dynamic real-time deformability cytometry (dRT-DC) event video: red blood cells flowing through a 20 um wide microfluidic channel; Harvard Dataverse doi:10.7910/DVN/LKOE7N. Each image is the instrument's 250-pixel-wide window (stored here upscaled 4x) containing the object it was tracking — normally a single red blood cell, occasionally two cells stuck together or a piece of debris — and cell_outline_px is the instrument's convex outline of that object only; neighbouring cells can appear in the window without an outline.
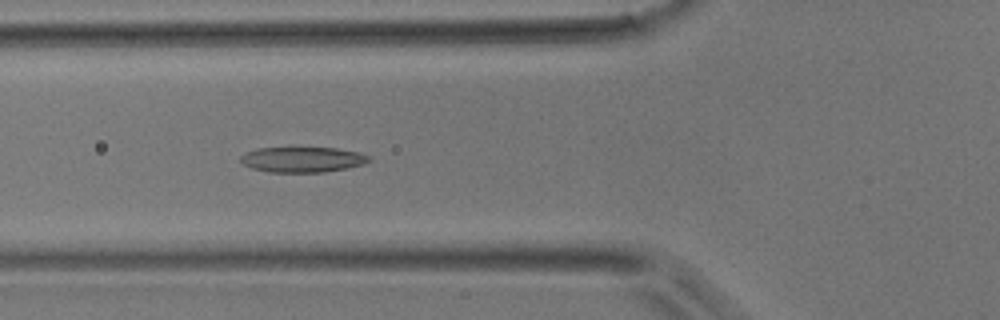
{"species": "common noctule bat (a hibernating species)", "species_latin": "Nyctalus noctula", "temperature_condition": "room temperature", "stored_images_in_passage": 41, "camera_frame_rate_fps": 3000, "um_per_image_px": 0.085, "animal": {"sex": "male", "body_mass_g": 17.9}, "frame": {"image": 1, "passage_image": 12, "time_ms": 3.667, "image_size_px": [1000, 320], "cell_outline_px": [[372, 160], [364, 164], [348, 168], [324, 172], [268, 172], [252, 168], [244, 164], [240, 160], [240, 156], [244, 152], [256, 148], [292, 144], [336, 148], [360, 152], [368, 156]], "centroid_in_image_um": [25.68, 13.5], "position_along_channel_um": 100.1, "area_um2": 20.23}}
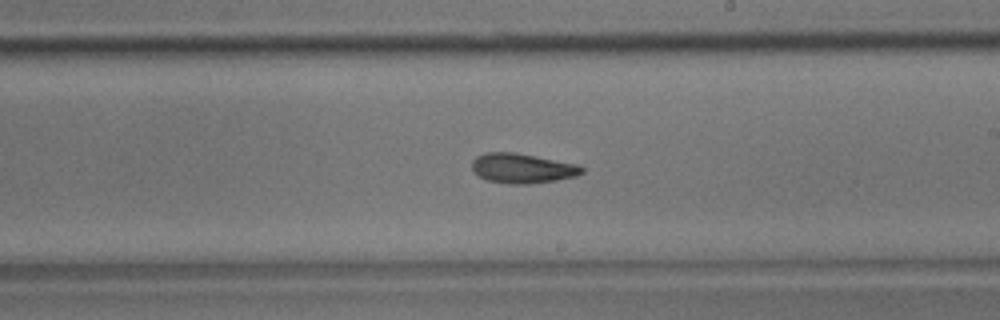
{"frame": {"image": 2, "passage_image": 22, "time_ms": 7.0, "image_size_px": [1000, 320], "cell_outline_px": [[584, 172], [576, 176], [556, 180], [528, 184], [508, 184], [488, 180], [480, 176], [472, 168], [472, 160], [476, 156], [484, 152], [516, 152], [576, 164], [584, 168]], "centroid_in_image_um": [44.39, 14.3], "position_along_channel_um": 244.6, "area_um2": 19.02}}
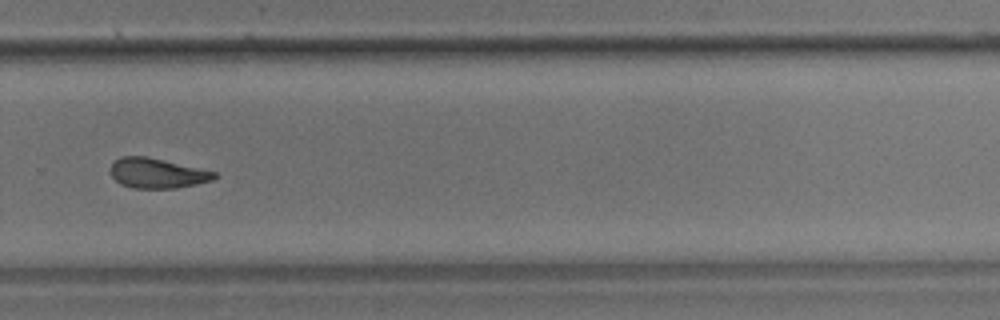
{"frame": {"image": 3, "passage_image": 27, "time_ms": 8.667, "image_size_px": [1000, 320], "cell_outline_px": [[216, 176], [212, 180], [196, 184], [176, 188], [132, 188], [120, 184], [112, 176], [108, 168], [120, 156], [144, 156], [216, 172]], "centroid_in_image_um": [13.3, 14.73], "position_along_channel_um": 316.5, "area_um2": 17.92}}